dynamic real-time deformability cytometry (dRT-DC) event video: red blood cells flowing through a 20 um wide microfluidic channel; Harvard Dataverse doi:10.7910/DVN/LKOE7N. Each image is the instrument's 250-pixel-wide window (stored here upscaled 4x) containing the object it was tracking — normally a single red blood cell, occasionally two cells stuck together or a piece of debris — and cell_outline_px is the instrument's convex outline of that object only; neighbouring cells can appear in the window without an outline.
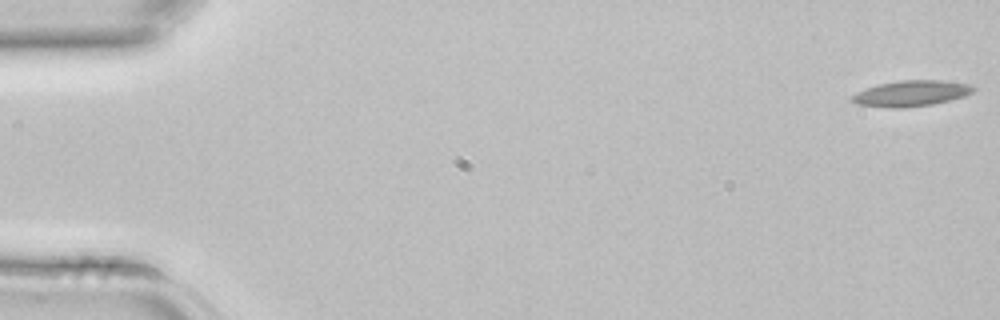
{"species": "common noctule bat (a hibernating species)", "species_latin": "Nyctalus noctula", "temperature_condition": "room temperature", "stored_images_in_passage": 4, "camera_frame_rate_fps": 3000, "um_per_image_px": 0.085, "animal": {"sex": "female", "body_mass_g": 22.7, "forearm_length_mm": 54.2}, "frame": {"image": 1, "passage_image": 1, "time_ms": 0.0, "image_size_px": [1000, 320], "cell_outline_px": [[976, 88], [972, 92], [964, 96], [952, 100], [932, 104], [900, 108], [888, 108], [856, 104], [848, 100], [856, 92], [880, 84], [900, 80], [944, 80], [968, 84]], "centroid_in_image_um": [77.44, 7.94], "position_along_channel_um": 7.6, "area_um2": 18.26}}
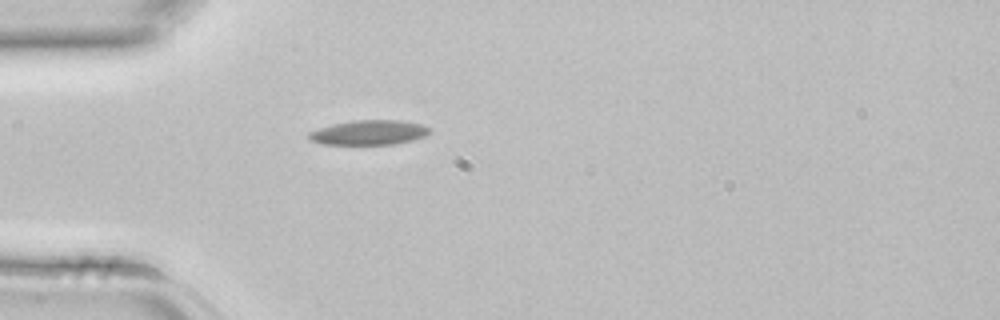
{"frame": {"image": 2, "passage_image": 4, "time_ms": 1.0, "image_size_px": [1000, 320], "cell_outline_px": [[432, 132], [424, 136], [412, 140], [396, 144], [320, 144], [308, 140], [308, 132], [332, 124], [352, 120], [400, 120], [420, 124], [432, 128]], "centroid_in_image_um": [31.36, 11.26], "position_along_channel_um": 53.6, "area_um2": 17.51}}